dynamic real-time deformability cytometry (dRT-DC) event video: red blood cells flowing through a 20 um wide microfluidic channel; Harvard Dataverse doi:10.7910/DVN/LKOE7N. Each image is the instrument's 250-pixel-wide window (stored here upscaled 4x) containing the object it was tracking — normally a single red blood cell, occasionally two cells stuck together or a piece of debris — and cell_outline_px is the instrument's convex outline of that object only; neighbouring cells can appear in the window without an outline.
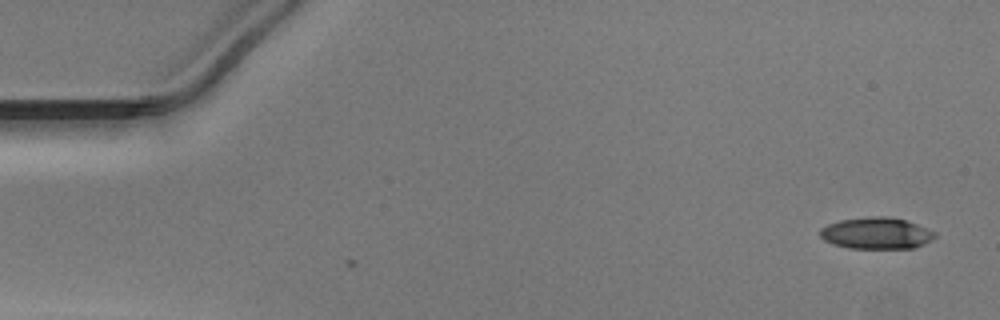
{"species": "Egyptian fruit bat (a non-hibernating species)", "species_latin": "Rousettus aegyptiacus", "temperature_condition": "warm", "stored_images_in_passage": 5, "camera_frame_rate_fps": 3000, "um_per_image_px": 0.085, "animal": {"sex": "male"}, "frame": {"image": 1, "passage_image": 5, "time_ms": 1.333, "image_size_px": [1000, 320], "cell_outline_px": [[936, 236], [932, 240], [916, 248], [848, 248], [832, 244], [824, 240], [820, 236], [820, 228], [828, 224], [840, 220], [872, 216], [888, 216], [904, 220], [916, 224], [936, 232]], "centroid_in_image_um": [74.49, 19.83], "position_along_channel_um": 10.5, "area_um2": 21.15}}